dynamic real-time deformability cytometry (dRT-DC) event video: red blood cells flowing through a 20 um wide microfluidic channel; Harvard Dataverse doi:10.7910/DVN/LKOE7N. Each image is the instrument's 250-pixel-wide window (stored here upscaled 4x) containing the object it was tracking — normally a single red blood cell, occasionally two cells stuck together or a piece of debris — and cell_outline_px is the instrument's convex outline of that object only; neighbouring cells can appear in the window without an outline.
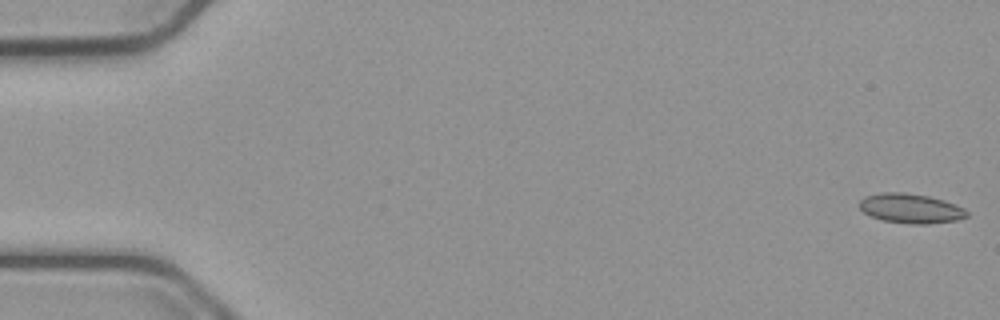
{"species": "common noctule bat (a hibernating species)", "species_latin": "Nyctalus noctula", "temperature_condition": "cold", "stored_images_in_passage": 15, "camera_frame_rate_fps": 3000, "um_per_image_px": 0.085, "animal": {"sex": "male", "body_mass_g": 23.1, "forearm_length_mm": 52.7}, "frame": {"image": 1, "passage_image": 1, "time_ms": 0.0, "image_size_px": [1000, 320], "cell_outline_px": [[968, 216], [956, 220], [928, 224], [912, 224], [884, 220], [872, 216], [864, 212], [860, 208], [860, 200], [864, 196], [884, 192], [900, 192], [928, 196], [944, 200], [964, 208], [968, 212]], "centroid_in_image_um": [77.42, 17.71], "position_along_channel_um": 7.6, "area_um2": 18.32}}